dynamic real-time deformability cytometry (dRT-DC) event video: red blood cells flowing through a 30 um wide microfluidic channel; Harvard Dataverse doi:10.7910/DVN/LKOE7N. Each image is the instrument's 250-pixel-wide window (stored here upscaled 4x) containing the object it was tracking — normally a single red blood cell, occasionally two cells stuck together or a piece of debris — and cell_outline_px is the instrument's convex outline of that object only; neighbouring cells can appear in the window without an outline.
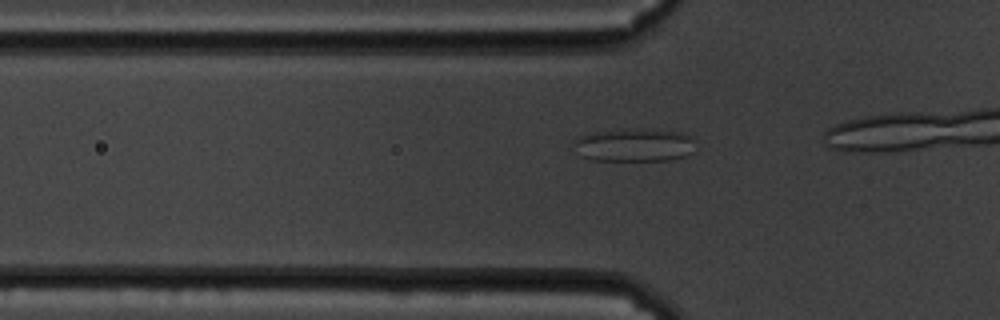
{"species": "common noctule bat (a hibernating species)", "species_latin": "Nyctalus noctula", "temperature_condition": "cold", "stored_images_in_passage": 12, "camera_frame_rate_fps": 3000, "um_per_image_px": 0.085, "animal": {"sex": "male", "body_mass_g": 19.5, "forearm_length_mm": 54.6}, "frame": {"image": 1, "passage_image": 7, "time_ms": 2.0, "image_size_px": [1000, 320], "cell_outline_px": [[692, 152], [684, 156], [672, 160], [592, 160], [580, 156], [572, 144], [580, 136], [592, 132], [636, 128], [644, 128], [684, 132], [692, 136]], "centroid_in_image_um": [53.9, 12.31], "position_along_channel_um": 71.9, "area_um2": 23.7}}